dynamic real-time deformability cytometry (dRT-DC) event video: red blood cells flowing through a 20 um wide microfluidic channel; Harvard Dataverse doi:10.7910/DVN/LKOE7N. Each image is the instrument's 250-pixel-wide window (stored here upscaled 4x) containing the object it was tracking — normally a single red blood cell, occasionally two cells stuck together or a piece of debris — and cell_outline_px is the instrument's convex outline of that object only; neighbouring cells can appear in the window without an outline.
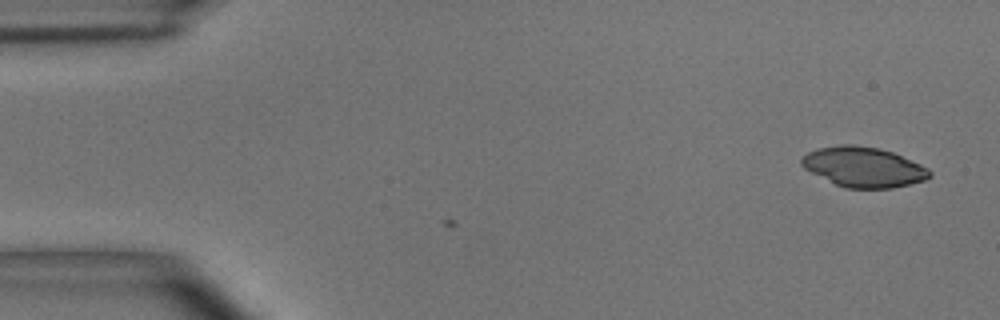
{"species": "common noctule bat (a hibernating species)", "species_latin": "Nyctalus noctula", "temperature_condition": "room temperature", "stored_images_in_passage": 4, "camera_frame_rate_fps": 3000, "um_per_image_px": 0.085, "animal": {"sex": "male", "body_mass_g": 15.6}, "frame": {"image": 1, "passage_image": 1, "time_ms": 0.0, "image_size_px": [1000, 320], "cell_outline_px": [[932, 176], [924, 180], [892, 188], [844, 188], [804, 168], [800, 164], [800, 160], [808, 152], [816, 148], [840, 144], [852, 144], [880, 148], [892, 152], [920, 164], [928, 168], [932, 172]], "centroid_in_image_um": [73.4, 14.18], "position_along_channel_um": 11.6, "area_um2": 29.77}}